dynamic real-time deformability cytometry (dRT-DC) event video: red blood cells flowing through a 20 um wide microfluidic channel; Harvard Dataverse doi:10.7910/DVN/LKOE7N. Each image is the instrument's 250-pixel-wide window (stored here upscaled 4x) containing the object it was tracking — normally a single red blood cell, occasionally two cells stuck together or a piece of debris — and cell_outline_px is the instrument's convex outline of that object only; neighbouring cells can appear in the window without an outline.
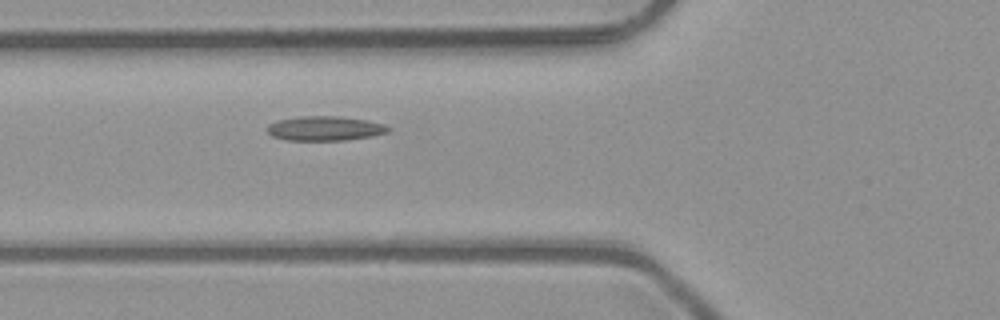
{"species": "common noctule bat (a hibernating species)", "species_latin": "Nyctalus noctula", "temperature_condition": "room temperature", "stored_images_in_passage": 3, "camera_frame_rate_fps": 3000, "um_per_image_px": 0.085, "animal": {"sex": "male", "body_mass_g": 23.1, "forearm_length_mm": 52.7}, "frame": {"image": 1, "passage_image": 3, "time_ms": 0.667, "image_size_px": [1000, 320], "cell_outline_px": [[392, 128], [388, 132], [372, 136], [348, 140], [288, 140], [272, 136], [268, 132], [268, 124], [276, 120], [300, 116], [340, 116], [368, 120], [384, 124]], "centroid_in_image_um": [27.64, 10.91], "position_along_channel_um": 98.2, "area_um2": 17.4}}